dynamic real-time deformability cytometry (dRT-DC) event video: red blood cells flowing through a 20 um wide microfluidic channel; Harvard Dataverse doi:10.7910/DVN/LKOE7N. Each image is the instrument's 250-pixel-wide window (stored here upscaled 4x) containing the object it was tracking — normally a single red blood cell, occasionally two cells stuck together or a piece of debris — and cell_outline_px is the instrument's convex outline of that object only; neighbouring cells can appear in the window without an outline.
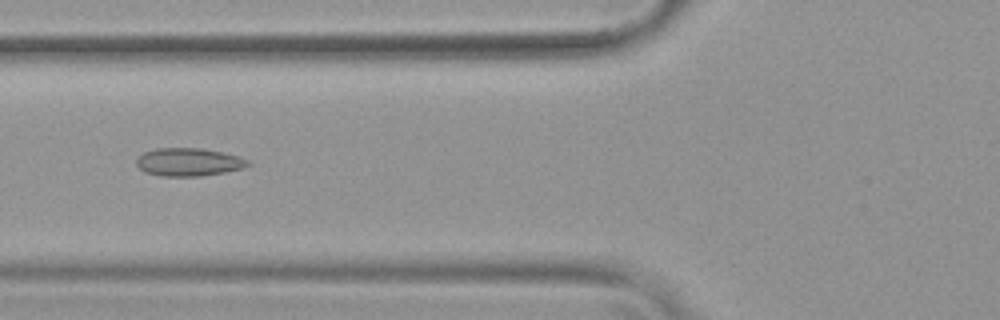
{"species": "common noctule bat (a hibernating species)", "species_latin": "Nyctalus noctula", "temperature_condition": "warm", "stored_images_in_passage": 53, "camera_frame_rate_fps": 3000, "um_per_image_px": 0.085, "animal": {"sex": "female", "body_mass_g": 19.9}, "frame": {"image": 1, "passage_image": 21, "time_ms": 6.667, "image_size_px": [1000, 320], "cell_outline_px": [[252, 164], [244, 168], [224, 172], [200, 176], [160, 176], [144, 172], [136, 164], [136, 156], [144, 152], [156, 148], [200, 148], [240, 156], [248, 160]], "centroid_in_image_um": [16.02, 13.77], "position_along_channel_um": 109.8, "area_um2": 18.32}}
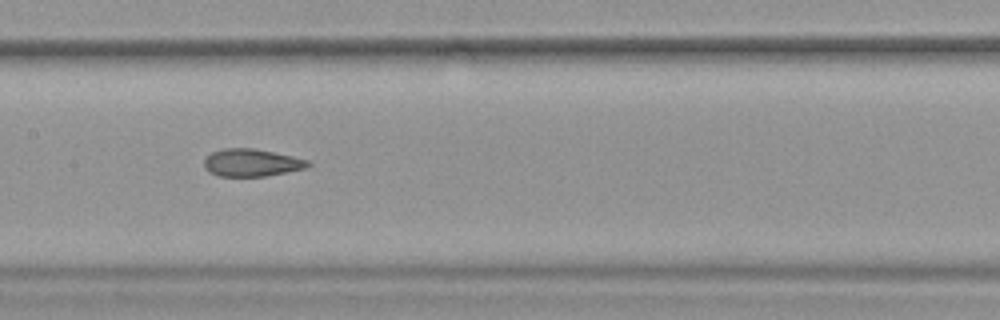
{"frame": {"image": 2, "passage_image": 27, "time_ms": 8.667, "image_size_px": [1000, 320], "cell_outline_px": [[312, 164], [308, 168], [288, 172], [264, 176], [216, 176], [208, 172], [204, 168], [204, 160], [212, 152], [224, 148], [256, 148], [292, 156], [308, 160]], "centroid_in_image_um": [21.39, 13.83], "position_along_channel_um": 186.0, "area_um2": 16.82}}
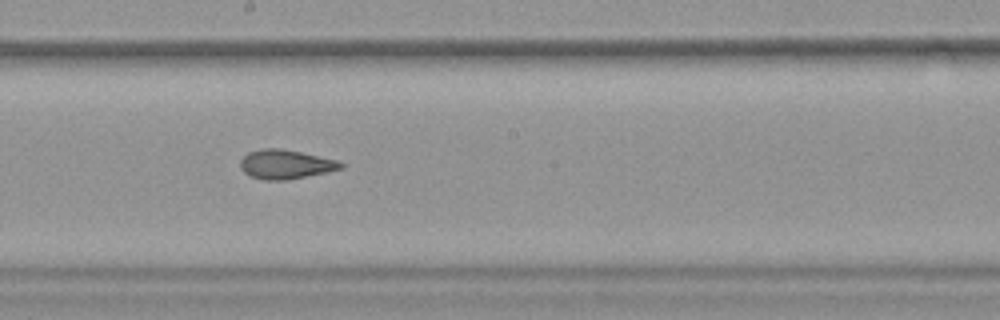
{"frame": {"image": 3, "passage_image": 30, "time_ms": 9.667, "image_size_px": [1000, 320], "cell_outline_px": [[344, 168], [328, 172], [284, 180], [264, 180], [248, 176], [240, 168], [240, 160], [248, 152], [264, 148], [280, 148], [340, 160], [344, 164]], "centroid_in_image_um": [24.28, 13.97], "position_along_channel_um": 223.9, "area_um2": 17.22}, "authors_computed_cell_mechanics": {"area_um2": 18.3226, "velocity_mm_per_s": 3.8051, "shape_relaxation_time_tau1_ms": null, "shape_relaxation_time_tau2_ms": 2.195, "deformation_change_tau1": null, "deformation_change_tau2": 0.0795}}